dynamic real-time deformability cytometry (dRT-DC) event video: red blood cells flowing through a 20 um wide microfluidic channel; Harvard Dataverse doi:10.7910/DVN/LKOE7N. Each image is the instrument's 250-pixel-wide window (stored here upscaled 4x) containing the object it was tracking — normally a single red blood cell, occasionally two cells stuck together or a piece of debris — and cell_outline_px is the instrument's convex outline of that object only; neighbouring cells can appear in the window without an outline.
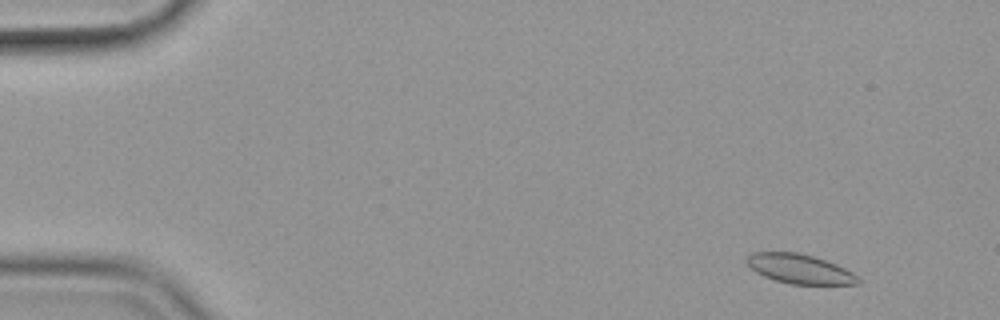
{"species": "common noctule bat (a hibernating species)", "species_latin": "Nyctalus noctula", "temperature_condition": "cold", "stored_images_in_passage": 56, "camera_frame_rate_fps": 3000, "um_per_image_px": 0.085, "animal": {"sex": "female", "body_mass_g": 19.9}, "frame": {"image": 1, "passage_image": 4, "time_ms": 1.0, "image_size_px": [1000, 320], "cell_outline_px": [[860, 284], [792, 284], [776, 280], [764, 276], [756, 272], [748, 264], [748, 256], [752, 252], [796, 252], [812, 256], [836, 264], [852, 272], [860, 280]], "centroid_in_image_um": [67.98, 22.86], "position_along_channel_um": 17.0, "area_um2": 18.73}}
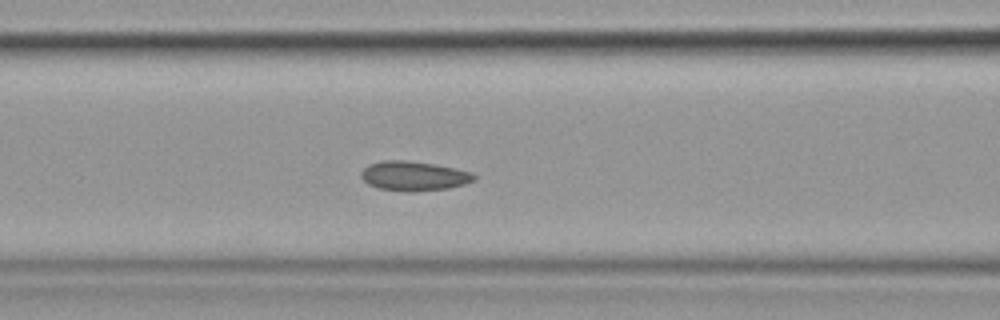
{"frame": {"image": 2, "passage_image": 23, "time_ms": 7.333, "image_size_px": [1000, 320], "cell_outline_px": [[476, 180], [464, 184], [448, 188], [376, 188], [368, 184], [360, 176], [360, 172], [368, 164], [384, 160], [404, 160], [436, 164], [472, 172], [476, 176]], "centroid_in_image_um": [35.17, 14.89], "position_along_channel_um": 131.4, "area_um2": 18.5}}
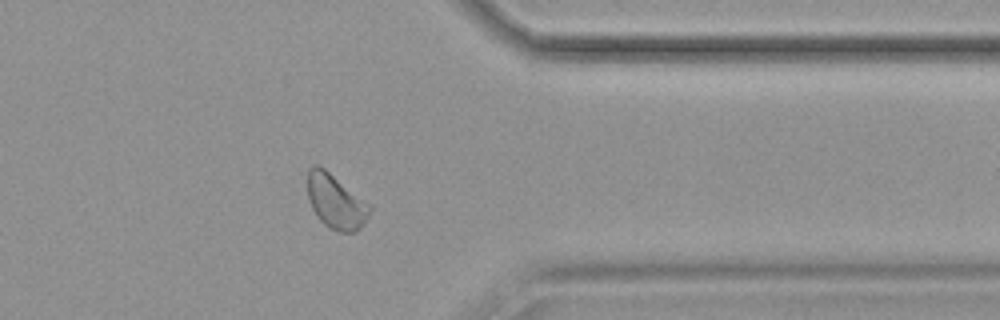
{"frame": {"image": 3, "passage_image": 45, "time_ms": 14.667, "image_size_px": [1000, 320], "cell_outline_px": [[372, 208], [364, 224], [356, 232], [340, 232], [328, 228], [316, 216], [308, 200], [308, 168], [312, 164], [316, 164], [324, 168], [372, 204]], "centroid_in_image_um": [28.56, 17.13], "position_along_channel_um": 382.8, "area_um2": 20.06}, "authors_computed_cell_mechanics": {"area_um2": 19.2474, "velocity_mm_per_s": 3.5466, "shape_relaxation_time_tau1_ms": 5.4444, "shape_relaxation_time_tau2_ms": 3.5509, "deformation_change_tau1": 0.0776, "deformation_change_tau2": 0.0574}}